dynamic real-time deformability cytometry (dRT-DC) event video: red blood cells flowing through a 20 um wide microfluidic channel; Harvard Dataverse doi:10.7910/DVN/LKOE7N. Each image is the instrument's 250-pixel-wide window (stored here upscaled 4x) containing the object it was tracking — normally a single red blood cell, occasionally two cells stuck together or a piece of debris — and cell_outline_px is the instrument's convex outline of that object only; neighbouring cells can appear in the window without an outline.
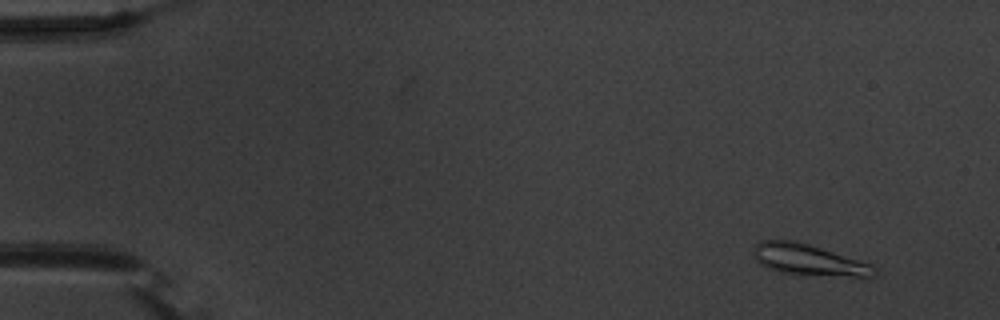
{"species": "common noctule bat (a hibernating species)", "species_latin": "Nyctalus noctula", "temperature_condition": "warm", "stored_images_in_passage": 55, "camera_frame_rate_fps": 3000, "um_per_image_px": 0.085, "animal": {"sex": "male", "body_mass_g": 20.1, "forearm_length_mm": 53.5}, "frame": {"image": 1, "passage_image": 5, "time_ms": 1.333, "image_size_px": [1000, 320], "cell_outline_px": [[880, 272], [872, 276], [852, 276], [780, 272], [768, 268], [760, 264], [752, 256], [752, 248], [760, 240], [796, 240], [860, 260], [872, 264]], "centroid_in_image_um": [68.69, 22.06], "position_along_channel_um": 16.3, "area_um2": 21.73}}
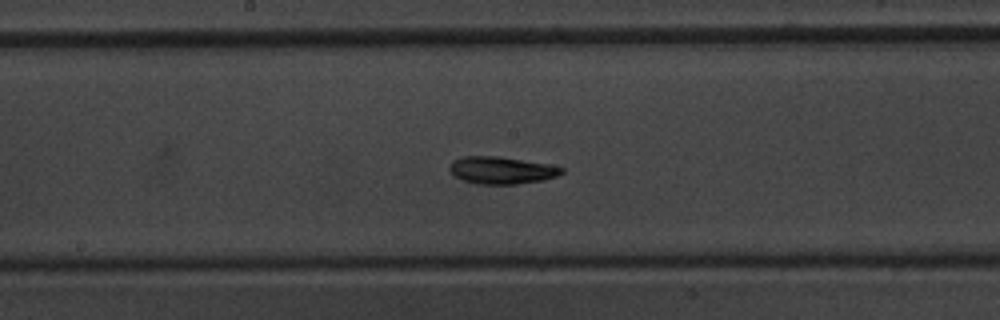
{"frame": {"image": 2, "passage_image": 30, "time_ms": 9.667, "image_size_px": [1000, 320], "cell_outline_px": [[564, 172], [556, 176], [544, 180], [516, 184], [476, 184], [452, 176], [448, 168], [452, 160], [460, 156], [500, 156], [548, 164], [564, 168]], "centroid_in_image_um": [42.58, 14.47], "position_along_channel_um": 205.6, "area_um2": 18.03}}
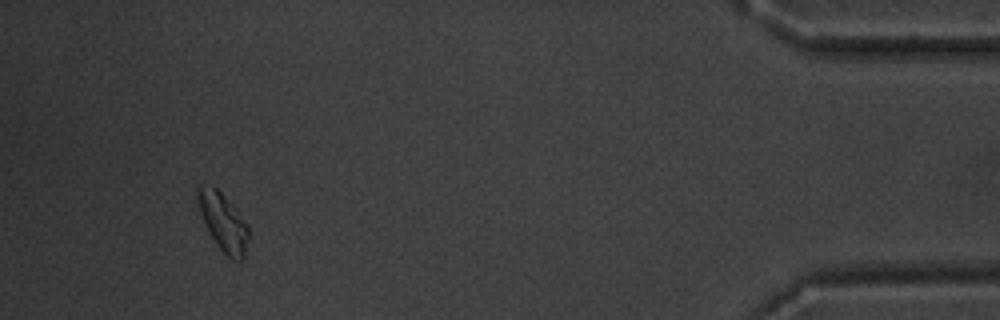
{"frame": {"image": 3, "passage_image": 52, "time_ms": 17.0, "image_size_px": [1000, 320], "cell_outline_px": [[248, 236], [244, 260], [232, 260], [216, 244], [208, 232], [200, 212], [196, 200], [196, 188], [200, 184], [216, 188], [224, 196], [248, 228]], "centroid_in_image_um": [18.91, 18.88], "position_along_channel_um": 416.3, "area_um2": 16.65}, "authors_computed_cell_mechanics": {"area_um2": 17.3978, "velocity_mm_per_s": 3.7235, "shape_relaxation_time_tau1_ms": 5.9963, "shape_relaxation_time_tau2_ms": 4.3642, "deformation_change_tau1": 0.2115, "deformation_change_tau2": 0.1141}}